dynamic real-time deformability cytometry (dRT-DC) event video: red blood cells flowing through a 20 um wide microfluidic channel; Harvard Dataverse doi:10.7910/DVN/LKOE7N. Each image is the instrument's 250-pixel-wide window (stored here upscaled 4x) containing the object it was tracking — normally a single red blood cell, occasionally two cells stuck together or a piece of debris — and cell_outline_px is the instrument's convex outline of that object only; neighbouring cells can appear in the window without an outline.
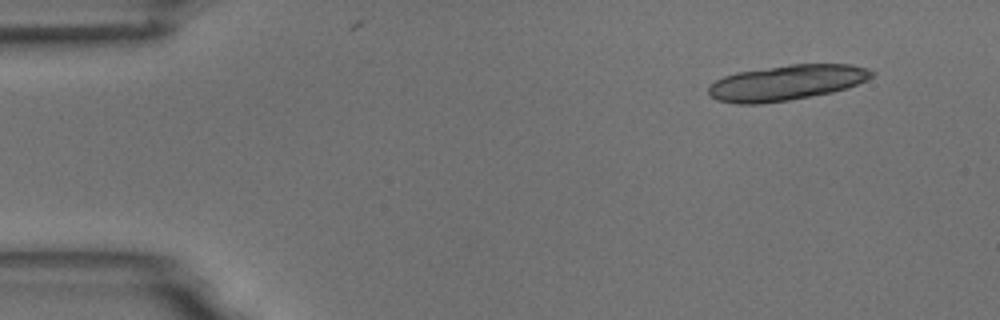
{"species": "common noctule bat (a hibernating species)", "species_latin": "Nyctalus noctula", "temperature_condition": "room temperature", "stored_images_in_passage": 4, "segment_of_instrument_passage": [1, 2], "camera_frame_rate_fps": 3000, "um_per_image_px": 0.085, "animal": {"sex": "male", "body_mass_g": 18.8}, "frame": {"image": 1, "passage_image": 1, "time_ms": 0.0, "image_size_px": [1000, 320], "cell_outline_px": [[876, 72], [872, 76], [856, 84], [832, 92], [788, 100], [760, 104], [740, 104], [716, 100], [708, 96], [708, 88], [716, 80], [724, 76], [736, 72], [788, 64], [848, 64], [868, 68]], "centroid_in_image_um": [66.81, 7.02], "position_along_channel_um": 18.2, "area_um2": 33.52}}